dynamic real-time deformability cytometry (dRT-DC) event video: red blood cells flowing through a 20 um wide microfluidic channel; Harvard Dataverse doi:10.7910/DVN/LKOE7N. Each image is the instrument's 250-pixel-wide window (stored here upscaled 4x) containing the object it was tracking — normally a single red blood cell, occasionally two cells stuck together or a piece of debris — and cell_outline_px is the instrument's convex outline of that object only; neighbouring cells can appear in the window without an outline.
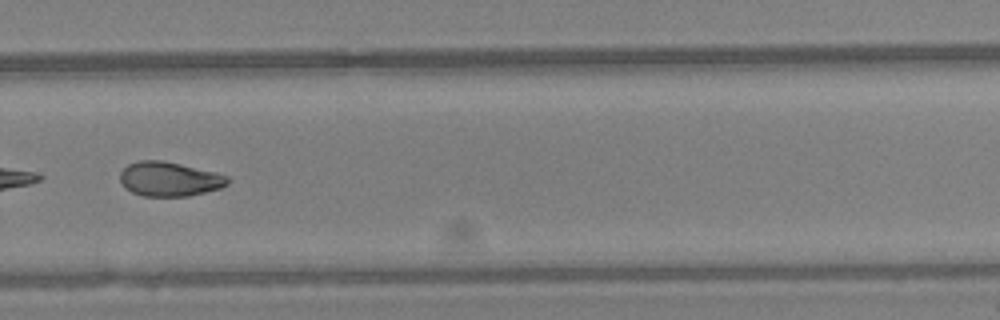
{"species": "Egyptian fruit bat (a non-hibernating species)", "species_latin": "Rousettus aegyptiacus", "temperature_condition": "warm", "stored_images_in_passage": 45, "camera_frame_rate_fps": 3000, "um_per_image_px": 0.085, "animal": {"sex": "female"}, "frame": {"image": 1, "passage_image": 32, "time_ms": 10.333, "image_size_px": [1000, 320], "cell_outline_px": [[232, 180], [228, 184], [220, 188], [188, 196], [144, 196], [132, 192], [124, 188], [120, 180], [120, 172], [128, 164], [140, 160], [160, 160], [180, 164], [216, 172], [228, 176]], "centroid_in_image_um": [14.4, 15.22], "position_along_channel_um": 315.4, "area_um2": 21.62}, "authors_computed_cell_mechanics": {"area_um2": 23.12, "velocity_mm_per_s": 4.5726, "shape_relaxation_time_tau1_ms": null, "shape_relaxation_time_tau2_ms": 7.6276, "deformation_change_tau1": null, "deformation_change_tau2": 0.1516}}